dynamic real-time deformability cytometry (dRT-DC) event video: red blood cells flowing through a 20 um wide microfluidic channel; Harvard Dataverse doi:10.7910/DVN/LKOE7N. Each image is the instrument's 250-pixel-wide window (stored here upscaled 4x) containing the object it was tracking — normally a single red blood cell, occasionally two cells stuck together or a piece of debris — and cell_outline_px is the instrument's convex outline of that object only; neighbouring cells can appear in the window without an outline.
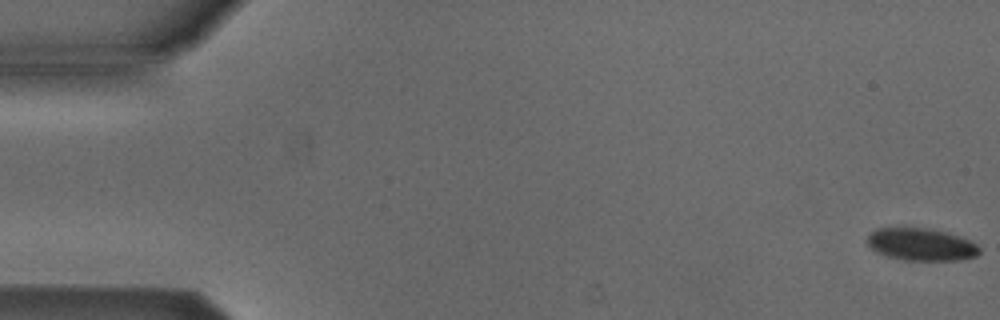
{"species": "Egyptian fruit bat (a non-hibernating species)", "species_latin": "Rousettus aegyptiacus", "temperature_condition": "cold", "stored_images_in_passage": 54, "camera_frame_rate_fps": 3000, "um_per_image_px": 0.085, "animal": {"sex": "male"}, "frame": {"image": 1, "passage_image": 1, "time_ms": 0.0, "image_size_px": [1000, 320], "cell_outline_px": [[980, 252], [976, 256], [964, 260], [904, 260], [888, 256], [876, 252], [868, 244], [868, 236], [876, 228], [904, 224], [928, 228], [944, 232], [968, 240], [976, 244], [980, 248]], "centroid_in_image_um": [78.25, 20.74], "position_along_channel_um": 6.7, "area_um2": 21.68}}
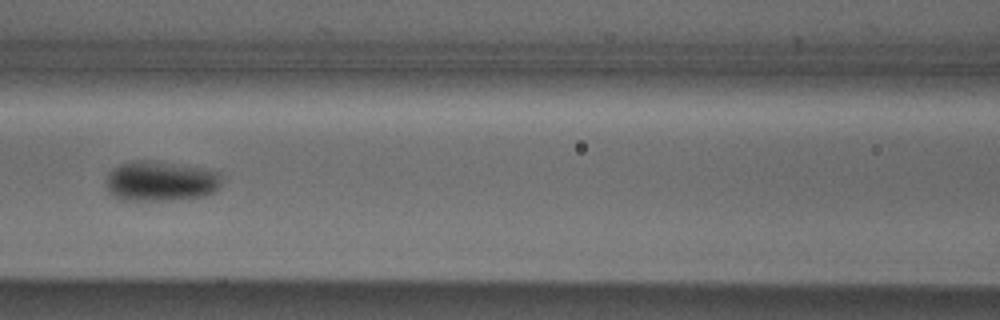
{"frame": {"image": 2, "passage_image": 24, "time_ms": 7.667, "image_size_px": [1000, 320], "cell_outline_px": [[224, 180], [220, 188], [216, 192], [204, 196], [172, 200], [124, 200], [116, 196], [108, 188], [108, 172], [112, 168], [120, 164], [132, 160], [148, 160], [196, 168], [216, 172]], "centroid_in_image_um": [13.68, 15.41], "position_along_channel_um": 152.9, "area_um2": 26.65}}
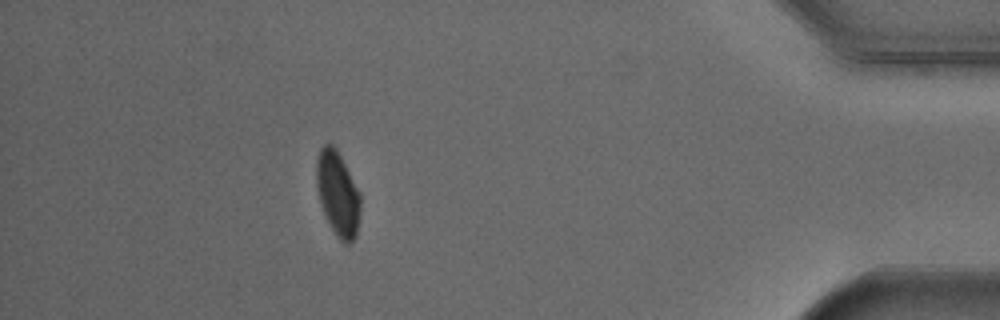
{"frame": {"image": 3, "passage_image": 48, "time_ms": 15.667, "image_size_px": [1000, 320], "cell_outline_px": [[360, 212], [356, 236], [348, 244], [344, 244], [340, 240], [332, 228], [320, 204], [316, 184], [316, 160], [320, 148], [324, 144], [332, 144], [336, 148], [360, 192]], "centroid_in_image_um": [28.7, 16.44], "position_along_channel_um": 406.5, "area_um2": 21.56}, "authors_computed_cell_mechanics": {"area_um2": 23.2067, "velocity_mm_per_s": 3.8438, "shape_relaxation_time_tau1_ms": 10.8644, "shape_relaxation_time_tau2_ms": null, "deformation_change_tau1": 0.1285, "deformation_change_tau2": null}}